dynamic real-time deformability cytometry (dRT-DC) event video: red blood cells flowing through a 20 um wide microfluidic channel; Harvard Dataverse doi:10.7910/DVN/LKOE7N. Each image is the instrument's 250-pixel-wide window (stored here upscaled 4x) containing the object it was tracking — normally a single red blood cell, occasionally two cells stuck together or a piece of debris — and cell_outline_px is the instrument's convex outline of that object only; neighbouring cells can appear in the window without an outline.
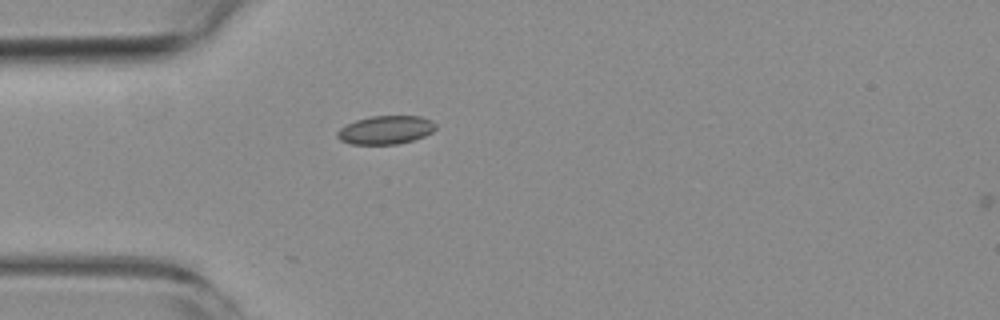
{"species": "common noctule bat (a hibernating species)", "species_latin": "Nyctalus noctula", "temperature_condition": "room temperature", "stored_images_in_passage": 3, "camera_frame_rate_fps": 3000, "um_per_image_px": 0.085, "animal": {"sex": "female", "body_mass_g": 19.3, "forearm_length_mm": 54.1}, "frame": {"image": 1, "passage_image": 2, "time_ms": 2.0, "image_size_px": [1000, 320], "cell_outline_px": [[436, 128], [432, 132], [424, 136], [412, 140], [396, 144], [352, 144], [340, 140], [336, 136], [336, 132], [340, 128], [356, 120], [372, 116], [420, 116], [432, 120], [436, 124]], "centroid_in_image_um": [32.79, 11.04], "position_along_channel_um": 52.2, "area_um2": 16.24}}